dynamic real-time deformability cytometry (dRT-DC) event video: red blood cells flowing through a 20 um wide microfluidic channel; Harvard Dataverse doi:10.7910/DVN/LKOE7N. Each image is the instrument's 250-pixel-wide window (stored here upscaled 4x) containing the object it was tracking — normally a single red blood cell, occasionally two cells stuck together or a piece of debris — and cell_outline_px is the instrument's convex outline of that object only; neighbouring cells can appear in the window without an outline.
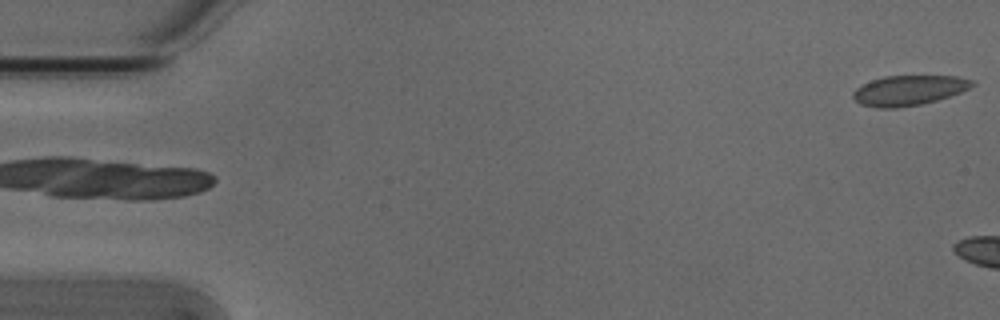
{"species": "Egyptian fruit bat (a non-hibernating species)", "species_latin": "Rousettus aegyptiacus", "temperature_condition": "cold", "stored_images_in_passage": 2, "camera_frame_rate_fps": 3000, "um_per_image_px": 0.085, "animal": {"sex": "male"}, "frame": {"image": 1, "passage_image": 1, "time_ms": 0.0, "image_size_px": [1000, 320], "cell_outline_px": [[976, 84], [960, 92], [936, 100], [920, 104], [896, 108], [880, 108], [860, 104], [852, 96], [852, 92], [856, 88], [872, 80], [884, 76], [956, 76], [972, 80]], "centroid_in_image_um": [77.22, 7.68], "position_along_channel_um": 7.8, "area_um2": 20.58}}